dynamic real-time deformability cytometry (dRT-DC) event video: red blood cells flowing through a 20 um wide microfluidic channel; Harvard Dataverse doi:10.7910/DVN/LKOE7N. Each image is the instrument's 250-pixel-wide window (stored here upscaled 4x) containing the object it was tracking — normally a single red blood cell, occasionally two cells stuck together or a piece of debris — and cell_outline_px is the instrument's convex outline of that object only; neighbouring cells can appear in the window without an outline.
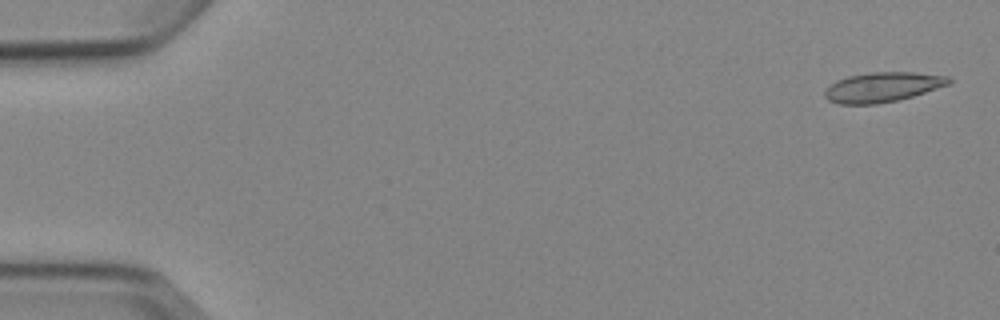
{"species": "Egyptian fruit bat (a non-hibernating species)", "species_latin": "Rousettus aegyptiacus", "temperature_condition": "cold", "stored_images_in_passage": 5, "camera_frame_rate_fps": 3000, "um_per_image_px": 0.085, "animal": {"sex": "female"}, "frame": {"image": 1, "passage_image": 1, "time_ms": 0.0, "image_size_px": [1000, 320], "cell_outline_px": [[952, 80], [948, 84], [912, 96], [896, 100], [876, 104], [836, 104], [828, 100], [824, 96], [824, 92], [836, 80], [848, 76], [872, 72], [916, 72], [948, 76]], "centroid_in_image_um": [74.99, 7.4], "position_along_channel_um": 10.0, "area_um2": 21.33}}